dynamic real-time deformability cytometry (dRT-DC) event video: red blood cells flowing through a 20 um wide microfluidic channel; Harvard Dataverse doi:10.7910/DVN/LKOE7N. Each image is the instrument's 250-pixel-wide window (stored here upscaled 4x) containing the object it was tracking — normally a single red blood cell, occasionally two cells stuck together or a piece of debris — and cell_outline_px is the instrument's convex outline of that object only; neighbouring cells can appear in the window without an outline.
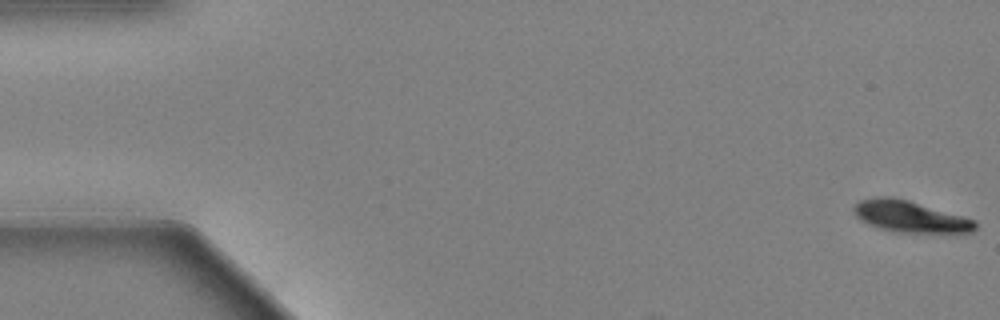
{"species": "Egyptian fruit bat (a non-hibernating species)", "species_latin": "Rousettus aegyptiacus", "temperature_condition": "warm", "stored_images_in_passage": 58, "camera_frame_rate_fps": 3000, "um_per_image_px": 0.085, "animal": {"sex": "female"}, "frame": {"image": 1, "passage_image": 1, "time_ms": 0.0, "image_size_px": [1000, 320], "cell_outline_px": [[976, 228], [972, 232], [896, 232], [880, 228], [868, 224], [860, 220], [856, 216], [852, 208], [860, 200], [880, 196], [888, 196], [908, 200], [976, 220]], "centroid_in_image_um": [77.33, 18.4], "position_along_channel_um": 7.7, "area_um2": 21.96}}
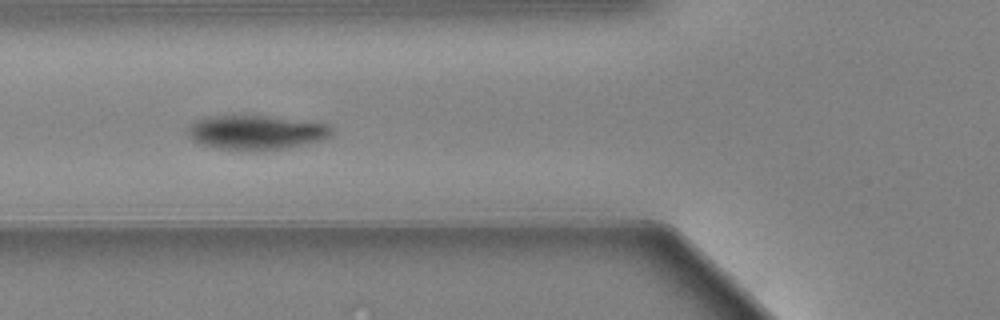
{"frame": {"image": 2, "passage_image": 22, "time_ms": 7.0, "image_size_px": [1000, 320], "cell_outline_px": [[332, 132], [324, 140], [264, 152], [256, 152], [216, 148], [200, 144], [188, 136], [188, 128], [196, 120], [212, 116], [232, 112], [240, 112], [328, 124], [332, 128]], "centroid_in_image_um": [21.73, 11.23], "position_along_channel_um": 104.1, "area_um2": 29.88}}
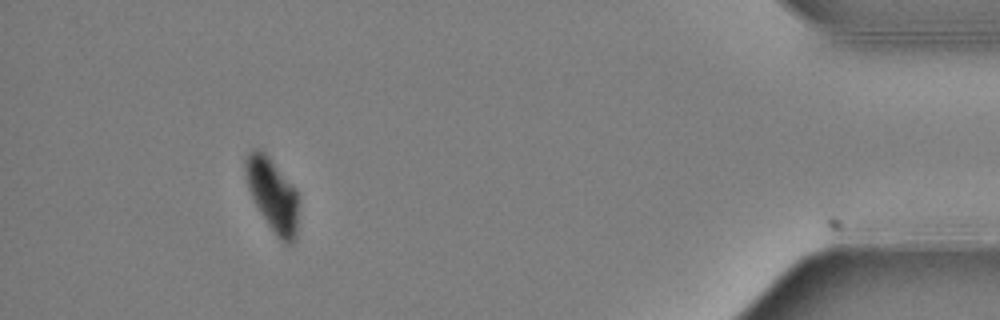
{"frame": {"image": 3, "passage_image": 53, "time_ms": 17.333, "image_size_px": [1000, 320], "cell_outline_px": [[296, 240], [292, 244], [284, 244], [276, 236], [268, 224], [256, 204], [252, 196], [248, 184], [244, 168], [244, 160], [248, 152], [252, 148], [256, 148], [264, 152], [296, 188]], "centroid_in_image_um": [23.15, 16.55], "position_along_channel_um": 412.1, "area_um2": 22.08}, "authors_computed_cell_mechanics": {"area_um2": 26.5013, "velocity_mm_per_s": 3.5622, "shape_relaxation_time_tau1_ms": 3.8862, "shape_relaxation_time_tau2_ms": null, "deformation_change_tau1": 0.1653, "deformation_change_tau2": null}}